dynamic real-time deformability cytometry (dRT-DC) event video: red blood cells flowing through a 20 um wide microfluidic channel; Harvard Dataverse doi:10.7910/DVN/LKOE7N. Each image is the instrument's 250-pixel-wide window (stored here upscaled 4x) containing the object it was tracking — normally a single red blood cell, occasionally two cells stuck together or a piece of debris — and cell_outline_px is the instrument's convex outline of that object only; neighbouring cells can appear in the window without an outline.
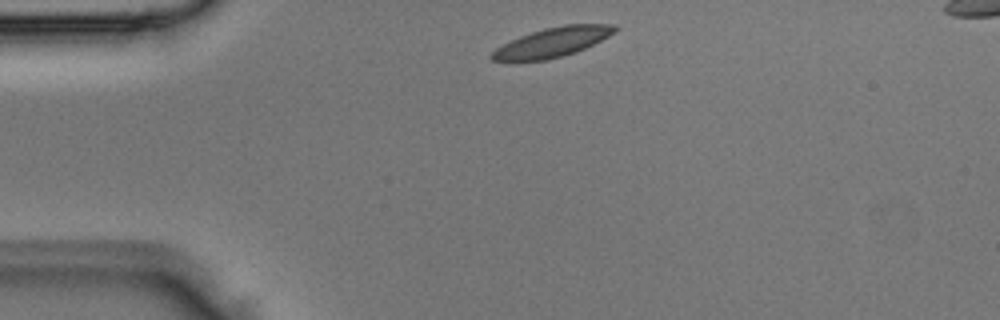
{"species": "Egyptian fruit bat (a non-hibernating species)", "species_latin": "Rousettus aegyptiacus", "temperature_condition": "room temperature", "stored_images_in_passage": 3, "camera_frame_rate_fps": 3000, "um_per_image_px": 0.085, "animal": {"sex": "male"}, "frame": {"image": 1, "passage_image": 1, "time_ms": 0.0, "image_size_px": [1000, 320], "cell_outline_px": [[620, 28], [616, 32], [576, 52], [548, 60], [512, 64], [492, 60], [488, 56], [496, 48], [520, 36], [544, 28], [564, 24], [616, 24]], "centroid_in_image_um": [46.89, 3.63], "position_along_channel_um": 38.1, "area_um2": 21.73}}